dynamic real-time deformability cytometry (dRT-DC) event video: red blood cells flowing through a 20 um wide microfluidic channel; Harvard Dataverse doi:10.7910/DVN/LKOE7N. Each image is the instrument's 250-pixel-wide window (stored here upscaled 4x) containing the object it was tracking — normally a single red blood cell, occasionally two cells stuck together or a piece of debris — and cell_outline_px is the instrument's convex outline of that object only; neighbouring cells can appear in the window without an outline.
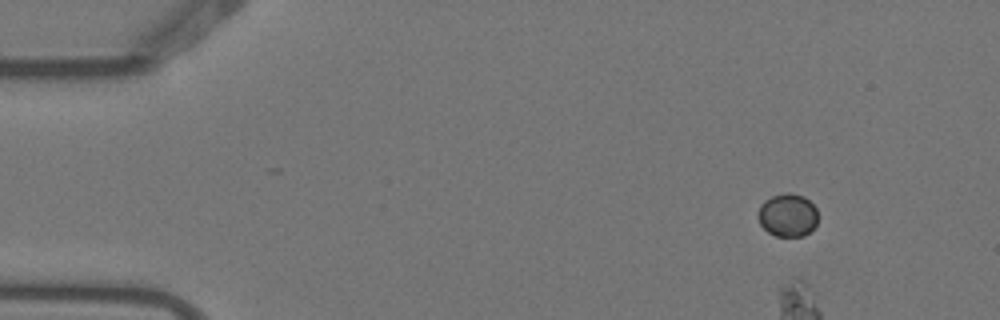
{"species": "Egyptian fruit bat (a non-hibernating species)", "species_latin": "Rousettus aegyptiacus", "temperature_condition": "warm", "stored_images_in_passage": 5, "camera_frame_rate_fps": 3000, "um_per_image_px": 0.085, "animal": {"sex": "female"}, "frame": {"image": 1, "passage_image": 1, "time_ms": 0.0, "image_size_px": [1000, 320], "cell_outline_px": [[816, 224], [804, 236], [776, 236], [768, 232], [760, 224], [756, 216], [760, 204], [764, 200], [772, 196], [784, 192], [788, 192], [804, 196], [816, 208]], "centroid_in_image_um": [66.9, 18.27], "position_along_channel_um": 18.1, "area_um2": 15.09}}